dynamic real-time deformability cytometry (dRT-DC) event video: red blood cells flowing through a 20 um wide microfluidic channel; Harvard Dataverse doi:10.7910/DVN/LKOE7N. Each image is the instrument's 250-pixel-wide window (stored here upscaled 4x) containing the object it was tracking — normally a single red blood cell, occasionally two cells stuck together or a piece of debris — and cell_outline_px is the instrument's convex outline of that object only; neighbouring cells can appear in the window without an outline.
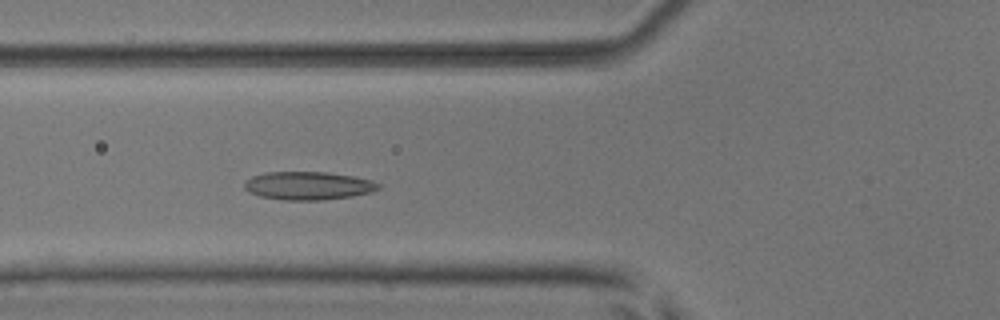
{"species": "common noctule bat (a hibernating species)", "species_latin": "Nyctalus noctula", "temperature_condition": "room temperature", "stored_images_in_passage": 4, "camera_frame_rate_fps": 3000, "um_per_image_px": 0.085, "animal": {"sex": "male", "body_mass_g": 17.9, "forearm_length_mm": 54.2}, "frame": {"image": 1, "passage_image": 4, "time_ms": 1.0, "image_size_px": [1000, 320], "cell_outline_px": [[380, 188], [372, 192], [352, 196], [320, 200], [284, 200], [260, 196], [248, 192], [244, 188], [244, 180], [252, 176], [268, 172], [328, 172], [352, 176], [372, 180], [380, 184]], "centroid_in_image_um": [26.18, 15.78], "position_along_channel_um": 99.6, "area_um2": 22.08}}